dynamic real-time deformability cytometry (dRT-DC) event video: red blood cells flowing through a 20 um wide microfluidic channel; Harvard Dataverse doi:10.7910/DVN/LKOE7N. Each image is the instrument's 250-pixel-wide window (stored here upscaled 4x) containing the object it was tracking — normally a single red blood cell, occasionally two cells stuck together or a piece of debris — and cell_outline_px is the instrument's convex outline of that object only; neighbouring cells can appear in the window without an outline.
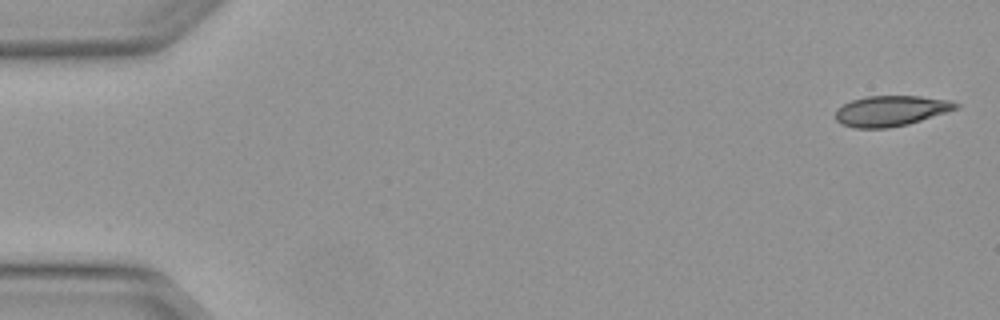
{"species": "Egyptian fruit bat (a non-hibernating species)", "species_latin": "Rousettus aegyptiacus", "temperature_condition": "warm", "stored_images_in_passage": 6, "segment_of_instrument_passage": [2, 2], "camera_frame_rate_fps": 3000, "um_per_image_px": 0.085, "animal": {"sex": "female"}, "frame": {"image": 1, "passage_image": 6, "time_ms": 1.667, "image_size_px": [1000, 320], "cell_outline_px": [[960, 108], [948, 112], [908, 124], [888, 128], [856, 128], [840, 124], [836, 120], [836, 108], [852, 100], [868, 96], [920, 96], [948, 100], [960, 104]], "centroid_in_image_um": [75.74, 9.42], "position_along_channel_um": 9.3, "area_um2": 21.44}}